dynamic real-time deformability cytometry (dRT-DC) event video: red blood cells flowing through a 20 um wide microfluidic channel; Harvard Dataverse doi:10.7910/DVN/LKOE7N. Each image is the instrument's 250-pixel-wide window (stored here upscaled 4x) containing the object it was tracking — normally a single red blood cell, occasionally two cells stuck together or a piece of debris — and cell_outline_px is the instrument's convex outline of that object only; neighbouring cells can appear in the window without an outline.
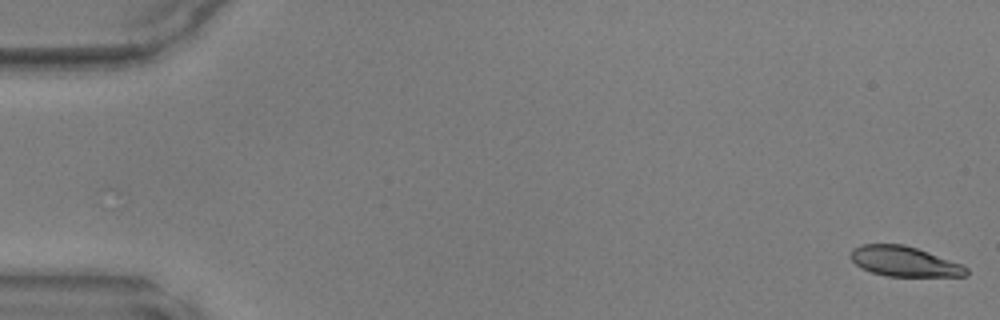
{"species": "common noctule bat (a hibernating species)", "species_latin": "Nyctalus noctula", "temperature_condition": "warm", "stored_images_in_passage": 48, "camera_frame_rate_fps": 3000, "um_per_image_px": 0.085, "animal": {"sex": "male", "body_mass_g": 17.9, "forearm_length_mm": 54.2}, "frame": {"image": 1, "passage_image": 1, "time_ms": 0.0, "image_size_px": [1000, 320], "cell_outline_px": [[968, 276], [888, 276], [872, 272], [860, 268], [852, 260], [852, 248], [860, 244], [904, 244], [928, 252], [960, 264], [968, 268]], "centroid_in_image_um": [76.85, 22.22], "position_along_channel_um": 8.2, "area_um2": 20.06}}
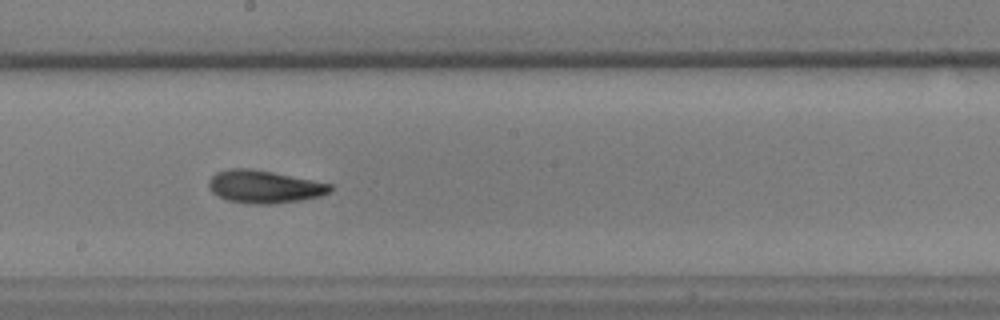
{"frame": {"image": 2, "passage_image": 27, "time_ms": 8.667, "image_size_px": [1000, 320], "cell_outline_px": [[332, 188], [328, 192], [320, 196], [300, 200], [276, 204], [252, 204], [228, 200], [216, 196], [208, 188], [208, 180], [216, 172], [228, 168], [248, 168], [272, 172], [332, 184]], "centroid_in_image_um": [22.41, 15.87], "position_along_channel_um": 225.8, "area_um2": 23.18}}
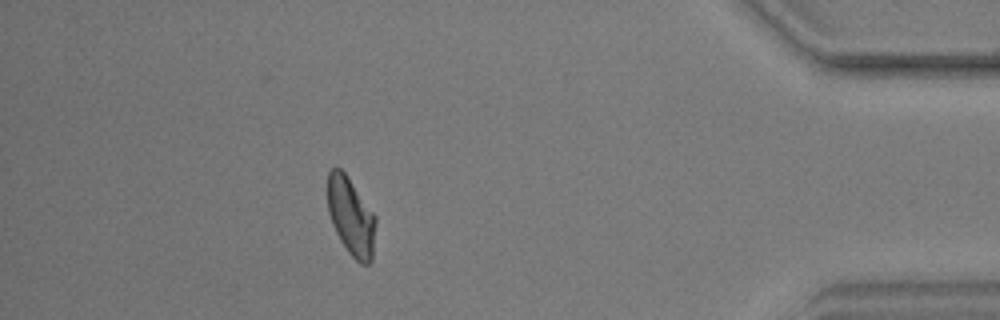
{"frame": {"image": 3, "passage_image": 43, "time_ms": 14.0, "image_size_px": [1000, 320], "cell_outline_px": [[376, 224], [372, 260], [368, 264], [360, 264], [348, 252], [340, 240], [332, 224], [328, 212], [328, 172], [332, 168], [340, 168], [344, 172], [376, 216]], "centroid_in_image_um": [29.84, 18.43], "position_along_channel_um": 405.4, "area_um2": 21.73}}